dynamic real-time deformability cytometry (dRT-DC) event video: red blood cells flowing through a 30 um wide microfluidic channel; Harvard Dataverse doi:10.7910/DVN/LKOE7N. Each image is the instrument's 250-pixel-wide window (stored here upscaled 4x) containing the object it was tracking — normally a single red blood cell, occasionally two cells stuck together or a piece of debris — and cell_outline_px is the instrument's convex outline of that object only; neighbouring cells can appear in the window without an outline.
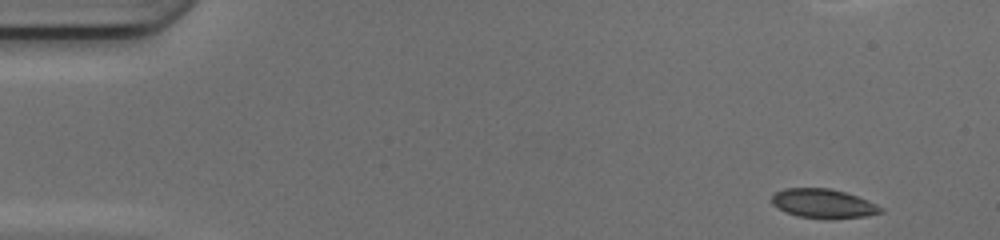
{"species": "common noctule bat (a hibernating species)", "species_latin": "Nyctalus noctula", "temperature_condition": "cold", "stored_images_in_passage": 47, "camera_frame_rate_fps": 3000, "um_per_image_px": 0.085, "animal": {"sex": "female", "body_mass_g": 17.0, "forearm_length_mm": 48.0}, "frame": {"image": 1, "passage_image": 1, "time_ms": 0.0, "image_size_px": [1000, 240], "cell_outline_px": [[884, 212], [864, 216], [824, 220], [796, 216], [772, 204], [772, 196], [776, 192], [784, 188], [828, 188], [844, 192], [868, 200], [884, 208]], "centroid_in_image_um": [70.0, 17.31], "position_along_channel_um": 15.0, "area_um2": 18.55}}
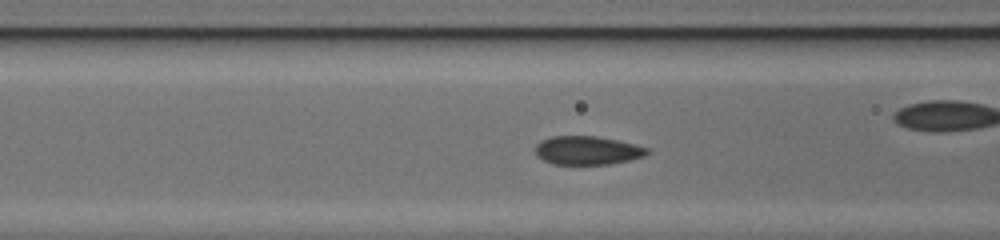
{"frame": {"image": 2, "passage_image": 17, "time_ms": 5.333, "image_size_px": [1000, 240], "cell_outline_px": [[648, 152], [644, 156], [628, 160], [608, 164], [552, 164], [536, 156], [536, 144], [540, 140], [552, 136], [596, 136], [636, 144], [648, 148]], "centroid_in_image_um": [49.89, 12.78], "position_along_channel_um": 116.7, "area_um2": 18.55}}